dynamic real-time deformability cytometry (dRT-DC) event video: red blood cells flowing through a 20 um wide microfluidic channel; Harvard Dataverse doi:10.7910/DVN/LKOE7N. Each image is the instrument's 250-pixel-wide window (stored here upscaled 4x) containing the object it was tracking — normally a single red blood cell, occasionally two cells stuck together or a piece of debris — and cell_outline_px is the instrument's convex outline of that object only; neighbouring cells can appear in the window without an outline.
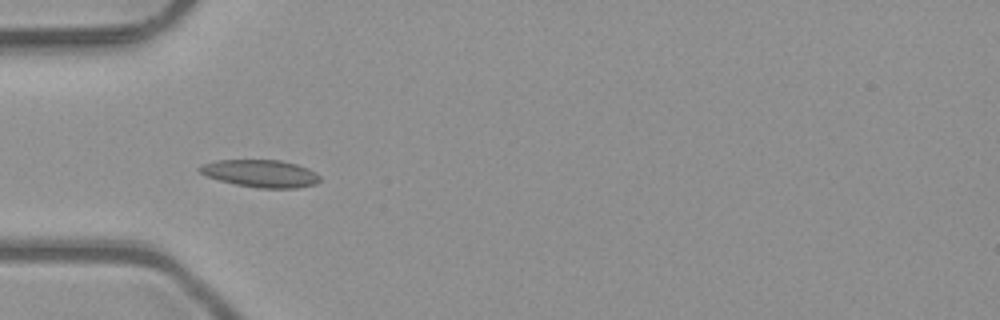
{"species": "common noctule bat (a hibernating species)", "species_latin": "Nyctalus noctula", "temperature_condition": "room temperature", "stored_images_in_passage": 6, "camera_frame_rate_fps": 3000, "um_per_image_px": 0.085, "animal": {"sex": "male", "body_mass_g": 23.1, "forearm_length_mm": 52.7}, "frame": {"image": 1, "passage_image": 2, "time_ms": 0.333, "image_size_px": [1000, 320], "cell_outline_px": [[320, 180], [316, 184], [296, 188], [260, 188], [236, 184], [220, 180], [208, 176], [200, 172], [196, 168], [200, 164], [220, 160], [280, 160], [296, 164], [308, 168], [316, 172], [320, 176]], "centroid_in_image_um": [22.17, 14.74], "position_along_channel_um": 62.8, "area_um2": 19.19}}
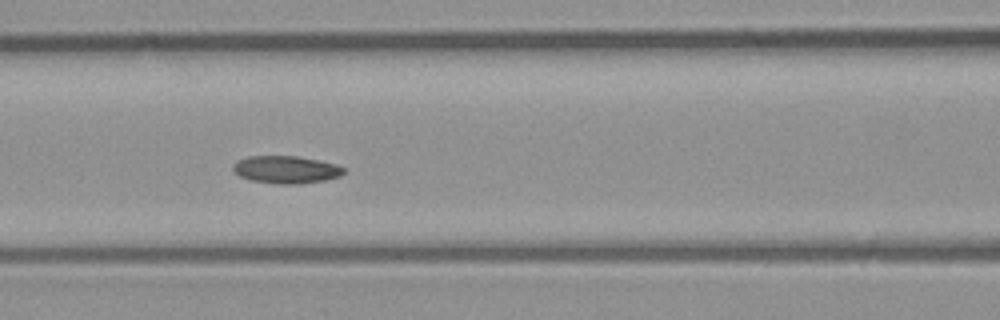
{"frame": {"image": 2, "passage_image": 4, "time_ms": 1.0, "image_size_px": [1000, 320], "cell_outline_px": [[344, 172], [340, 176], [324, 180], [300, 184], [276, 184], [252, 180], [240, 176], [232, 168], [232, 164], [236, 160], [248, 156], [296, 156], [320, 160], [336, 164], [344, 168]], "centroid_in_image_um": [24.3, 14.41], "position_along_channel_um": 142.3, "area_um2": 17.8}}
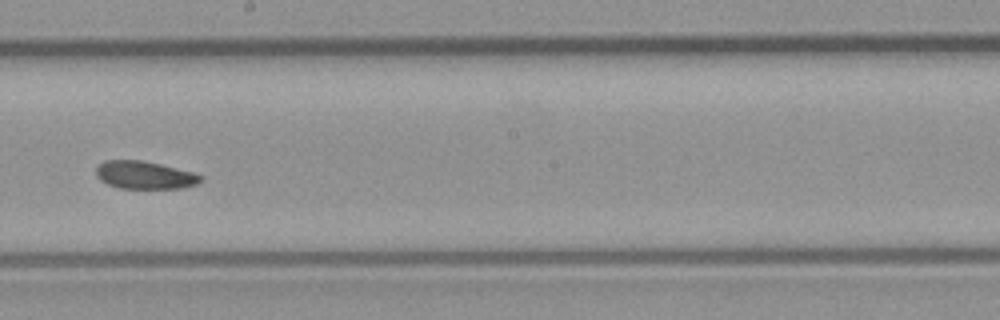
{"frame": {"image": 3, "passage_image": 6, "time_ms": 1.667, "image_size_px": [1000, 320], "cell_outline_px": [[204, 180], [196, 184], [180, 188], [120, 188], [108, 184], [100, 180], [96, 176], [96, 168], [104, 160], [140, 160], [160, 164], [192, 172], [204, 176]], "centroid_in_image_um": [12.3, 14.88], "position_along_channel_um": 235.9, "area_um2": 16.88}}